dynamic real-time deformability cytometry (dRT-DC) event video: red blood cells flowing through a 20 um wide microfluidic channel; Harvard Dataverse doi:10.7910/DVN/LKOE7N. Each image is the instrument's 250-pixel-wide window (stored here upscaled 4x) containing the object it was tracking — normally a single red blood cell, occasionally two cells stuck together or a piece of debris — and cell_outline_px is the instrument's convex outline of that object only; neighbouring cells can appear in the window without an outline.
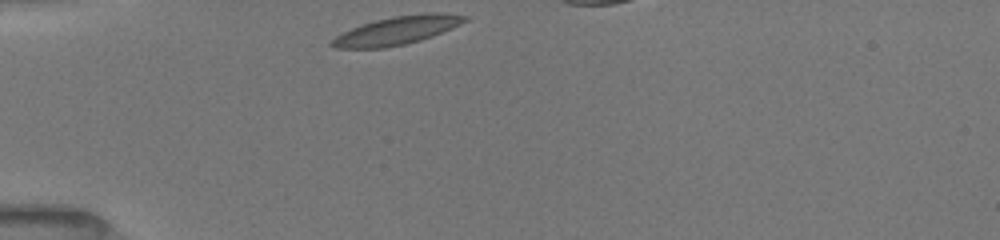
{"species": "common noctule bat (a hibernating species)", "species_latin": "Nyctalus noctula", "temperature_condition": "room temperature", "stored_images_in_passage": 31, "camera_frame_rate_fps": 3000, "um_per_image_px": 0.085, "animal": {"sex": "female", "body_mass_g": 19.5, "forearm_length_mm": 54.1}, "frame": {"image": 1, "passage_image": 1, "time_ms": 0.0, "image_size_px": [1000, 240], "cell_outline_px": [[472, 16], [468, 20], [452, 28], [432, 36], [420, 40], [404, 44], [384, 48], [336, 48], [328, 44], [336, 36], [352, 28], [376, 20], [392, 16], [432, 12], [444, 12]], "centroid_in_image_um": [33.81, 2.57], "position_along_channel_um": 51.2, "area_um2": 21.85}}
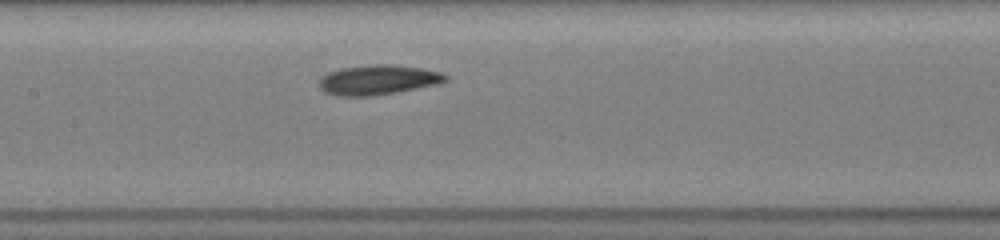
{"frame": {"image": 2, "passage_image": 12, "time_ms": 3.667, "image_size_px": [1000, 240], "cell_outline_px": [[448, 80], [436, 84], [376, 96], [336, 96], [324, 92], [320, 88], [320, 80], [328, 72], [340, 68], [376, 64], [392, 64], [420, 68], [440, 72], [448, 76]], "centroid_in_image_um": [32.11, 6.79], "position_along_channel_um": 175.3, "area_um2": 21.85}}
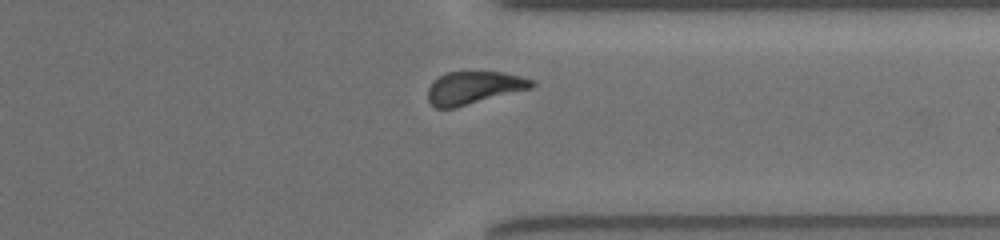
{"frame": {"image": 3, "passage_image": 27, "time_ms": 8.667, "image_size_px": [1000, 240], "cell_outline_px": [[536, 84], [532, 88], [456, 108], [436, 108], [428, 100], [428, 88], [440, 76], [448, 72], [464, 68], [504, 72], [520, 76], [532, 80]], "centroid_in_image_um": [40.29, 7.41], "position_along_channel_um": 371.1, "area_um2": 20.52}}